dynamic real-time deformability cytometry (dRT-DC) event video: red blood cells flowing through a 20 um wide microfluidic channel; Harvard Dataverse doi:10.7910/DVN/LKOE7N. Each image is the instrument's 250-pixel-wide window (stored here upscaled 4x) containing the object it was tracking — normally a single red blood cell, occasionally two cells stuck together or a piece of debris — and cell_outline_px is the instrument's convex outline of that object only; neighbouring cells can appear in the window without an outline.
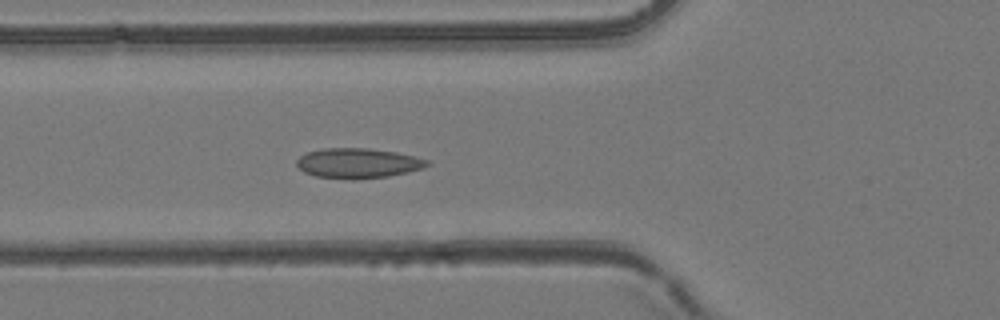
{"species": "common noctule bat (a hibernating species)", "species_latin": "Nyctalus noctula", "temperature_condition": "room temperature", "stored_images_in_passage": 43, "camera_frame_rate_fps": 3000, "um_per_image_px": 0.085, "animal": {"sex": "female", "body_mass_g": 24.6, "forearm_length_mm": 56.2}, "frame": {"image": 1, "passage_image": 10, "time_ms": 3.0, "image_size_px": [1000, 320], "cell_outline_px": [[432, 164], [424, 168], [408, 172], [388, 176], [352, 180], [316, 176], [304, 172], [296, 164], [296, 160], [300, 156], [308, 152], [324, 148], [368, 148], [396, 152], [428, 160]], "centroid_in_image_um": [30.44, 13.87], "position_along_channel_um": 95.4, "area_um2": 22.83}}
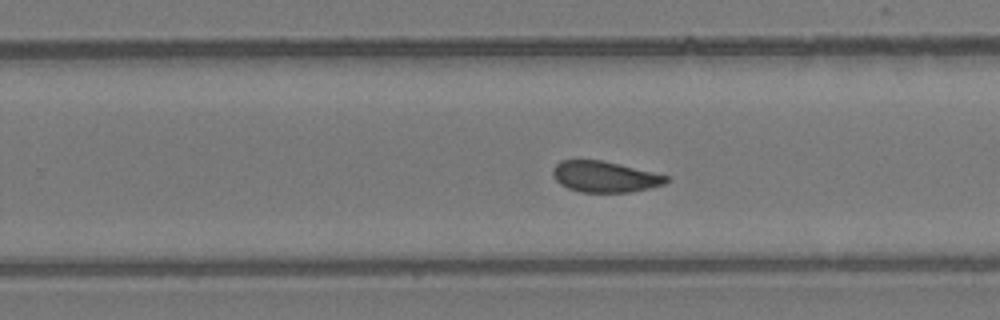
{"frame": {"image": 2, "passage_image": 24, "time_ms": 7.667, "image_size_px": [1000, 320], "cell_outline_px": [[672, 180], [664, 184], [652, 188], [628, 192], [580, 192], [568, 188], [560, 184], [552, 176], [552, 168], [560, 160], [600, 160], [620, 164], [668, 176]], "centroid_in_image_um": [51.4, 15.02], "position_along_channel_um": 278.4, "area_um2": 20.58}}
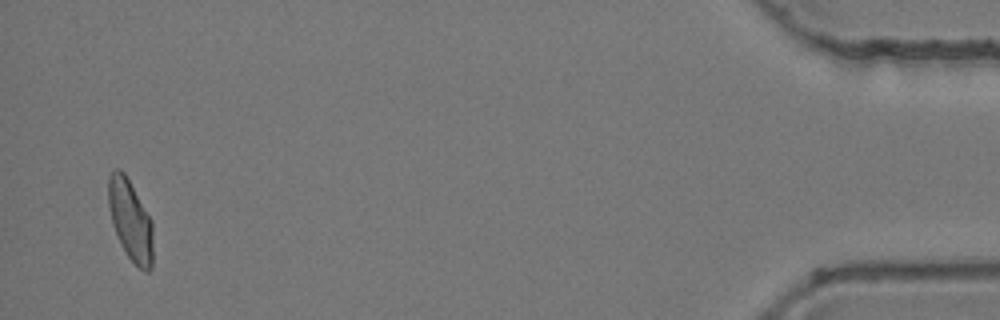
{"frame": {"image": 3, "passage_image": 42, "time_ms": 13.667, "image_size_px": [1000, 320], "cell_outline_px": [[152, 268], [148, 272], [144, 272], [128, 256], [112, 224], [108, 204], [108, 176], [116, 168], [120, 168], [124, 172], [152, 220]], "centroid_in_image_um": [11.08, 18.69], "position_along_channel_um": 424.1, "area_um2": 20.75}, "authors_computed_cell_mechanics": {"area_um2": 21.2704, "velocity_mm_per_s": 3.9125, "shape_relaxation_time_tau1_ms": null, "shape_relaxation_time_tau2_ms": 2.0113, "deformation_change_tau1": null, "deformation_change_tau2": 0.0555}}